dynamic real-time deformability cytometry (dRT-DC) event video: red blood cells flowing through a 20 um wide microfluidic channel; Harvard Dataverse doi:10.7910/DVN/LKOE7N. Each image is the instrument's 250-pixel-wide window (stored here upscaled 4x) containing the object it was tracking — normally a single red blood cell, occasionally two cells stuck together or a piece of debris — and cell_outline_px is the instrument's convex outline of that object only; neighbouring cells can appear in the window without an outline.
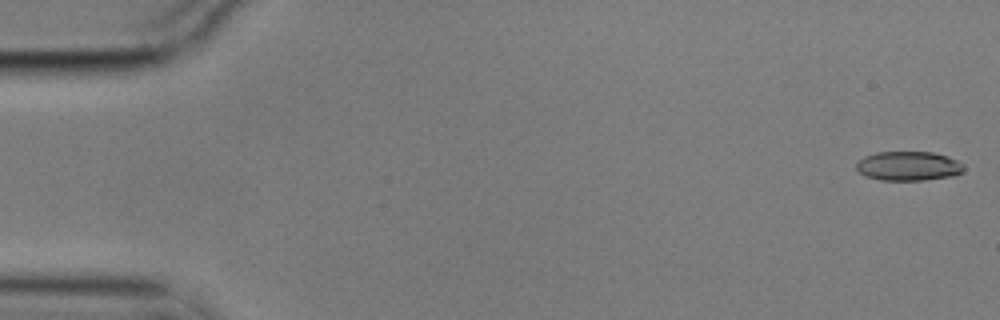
{"species": "common noctule bat (a hibernating species)", "species_latin": "Nyctalus noctula", "temperature_condition": "cold", "stored_images_in_passage": 13, "camera_frame_rate_fps": 3000, "um_per_image_px": 0.085, "animal": {"sex": "male", "body_mass_g": 17.9}, "frame": {"image": 1, "passage_image": 1, "time_ms": 0.0, "image_size_px": [1000, 320], "cell_outline_px": [[964, 172], [956, 176], [924, 180], [880, 180], [864, 176], [856, 168], [856, 164], [864, 156], [876, 152], [932, 152], [948, 156], [956, 160], [964, 168]], "centroid_in_image_um": [77.22, 14.12], "position_along_channel_um": 7.8, "area_um2": 18.44}}